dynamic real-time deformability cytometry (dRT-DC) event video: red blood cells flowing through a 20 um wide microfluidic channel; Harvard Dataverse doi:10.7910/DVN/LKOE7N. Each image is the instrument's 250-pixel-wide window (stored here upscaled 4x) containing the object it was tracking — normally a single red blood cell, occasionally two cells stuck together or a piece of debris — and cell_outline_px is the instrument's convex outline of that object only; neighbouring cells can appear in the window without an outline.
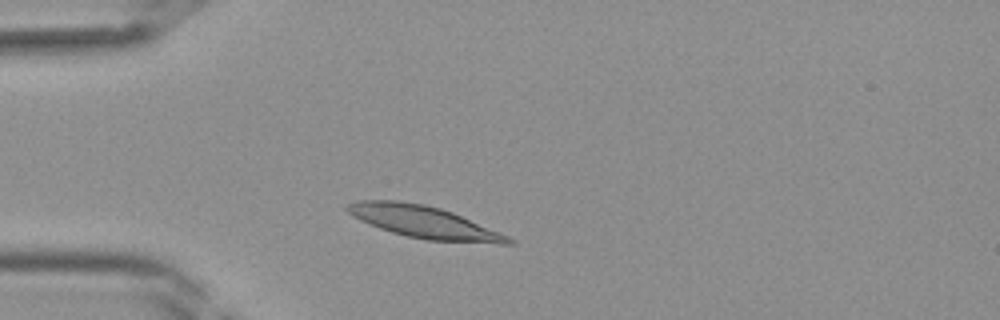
{"species": "Egyptian fruit bat (a non-hibernating species)", "species_latin": "Rousettus aegyptiacus", "temperature_condition": "room temperature", "stored_images_in_passage": 33, "camera_frame_rate_fps": 3000, "um_per_image_px": 0.085, "frame": {"image": 1, "passage_image": 3, "time_ms": 0.667, "image_size_px": [1000, 320], "cell_outline_px": [[516, 244], [500, 244], [428, 240], [408, 236], [392, 232], [380, 228], [360, 220], [352, 216], [344, 208], [344, 204], [360, 200], [396, 200], [424, 204], [440, 208], [452, 212], [500, 232], [516, 240]], "centroid_in_image_um": [36.04, 18.87], "position_along_channel_um": 49.0, "area_um2": 30.17}}
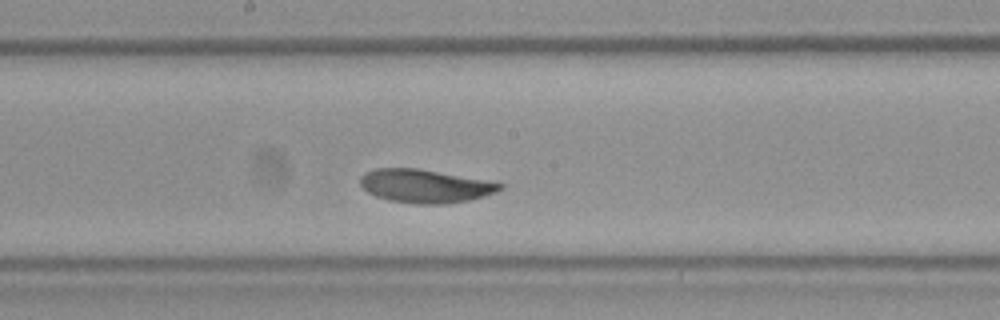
{"frame": {"image": 2, "passage_image": 14, "time_ms": 4.333, "image_size_px": [1000, 320], "cell_outline_px": [[504, 188], [496, 192], [484, 196], [468, 200], [448, 204], [420, 204], [388, 200], [376, 196], [368, 192], [360, 184], [360, 176], [364, 172], [376, 168], [416, 168], [484, 180], [504, 184]], "centroid_in_image_um": [36.11, 15.82], "position_along_channel_um": 212.1, "area_um2": 26.99}}
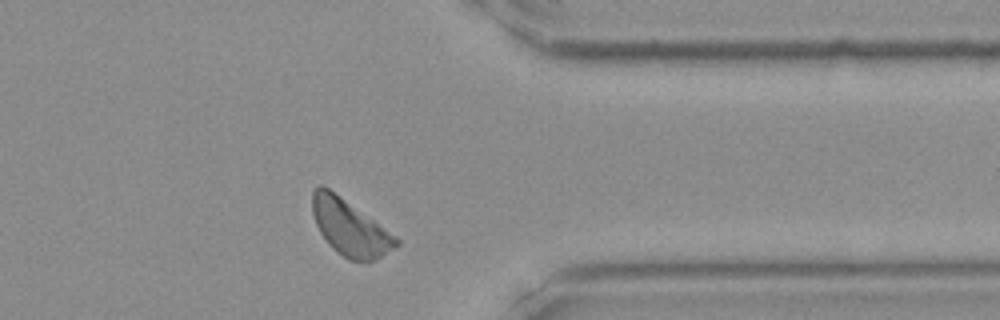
{"frame": {"image": 3, "passage_image": 25, "time_ms": 8.0, "image_size_px": [1000, 320], "cell_outline_px": [[400, 244], [380, 256], [372, 260], [348, 260], [332, 248], [328, 244], [320, 232], [316, 224], [312, 212], [312, 192], [316, 184], [320, 184], [328, 188], [400, 240]], "centroid_in_image_um": [29.67, 19.34], "position_along_channel_um": 381.7, "area_um2": 26.41}}